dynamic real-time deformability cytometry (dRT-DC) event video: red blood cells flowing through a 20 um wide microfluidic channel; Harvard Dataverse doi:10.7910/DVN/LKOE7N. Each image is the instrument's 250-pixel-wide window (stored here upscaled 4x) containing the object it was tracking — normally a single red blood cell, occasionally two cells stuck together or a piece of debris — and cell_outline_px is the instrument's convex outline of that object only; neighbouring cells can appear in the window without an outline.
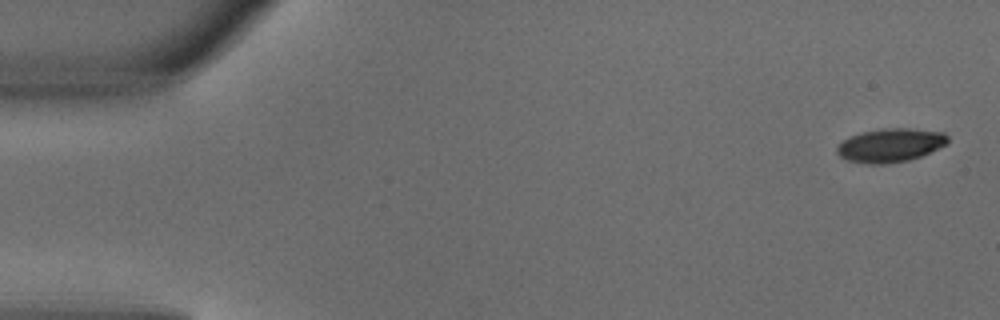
{"species": "common noctule bat (a hibernating species)", "species_latin": "Nyctalus noctula", "temperature_condition": "warm", "stored_images_in_passage": 3, "camera_frame_rate_fps": 3000, "um_per_image_px": 0.085, "animal": {"sex": "male", "body_mass_g": 18.8}, "frame": {"image": 1, "passage_image": 1, "time_ms": 0.0, "image_size_px": [1000, 320], "cell_outline_px": [[948, 144], [920, 156], [908, 160], [884, 164], [868, 164], [844, 160], [836, 152], [836, 148], [844, 140], [852, 136], [864, 132], [884, 128], [908, 128], [944, 132], [948, 136]], "centroid_in_image_um": [75.69, 12.35], "position_along_channel_um": 9.3, "area_um2": 21.62}}